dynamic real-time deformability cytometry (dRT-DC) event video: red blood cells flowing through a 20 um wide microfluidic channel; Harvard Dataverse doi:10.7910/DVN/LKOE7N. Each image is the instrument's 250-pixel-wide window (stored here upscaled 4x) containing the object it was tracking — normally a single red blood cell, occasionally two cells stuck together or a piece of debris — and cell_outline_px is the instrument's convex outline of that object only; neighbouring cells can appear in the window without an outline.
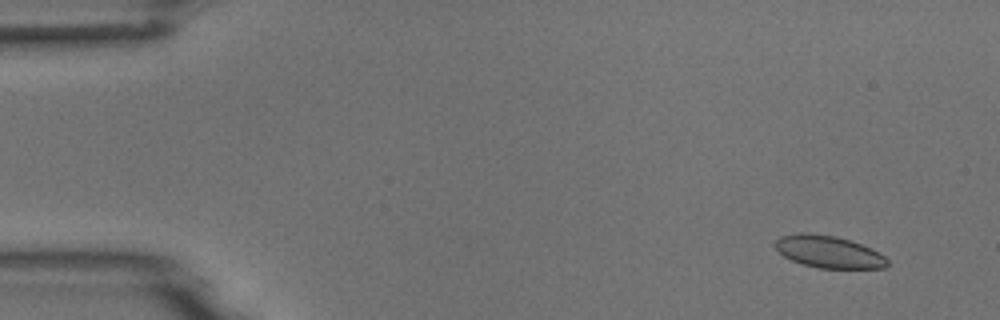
{"species": "common noctule bat (a hibernating species)", "species_latin": "Nyctalus noctula", "temperature_condition": "room temperature", "stored_images_in_passage": 6, "segment_of_instrument_passage": [2, 2], "camera_frame_rate_fps": 3000, "um_per_image_px": 0.085, "animal": {"sex": "male", "body_mass_g": 18.8}, "frame": {"image": 1, "passage_image": 6, "time_ms": 6.333, "image_size_px": [1000, 320], "cell_outline_px": [[888, 264], [884, 268], [820, 268], [804, 264], [792, 260], [784, 256], [772, 244], [780, 236], [800, 232], [808, 232], [836, 236], [860, 244], [884, 256], [888, 260]], "centroid_in_image_um": [70.38, 21.39], "position_along_channel_um": 14.6, "area_um2": 20.81}}